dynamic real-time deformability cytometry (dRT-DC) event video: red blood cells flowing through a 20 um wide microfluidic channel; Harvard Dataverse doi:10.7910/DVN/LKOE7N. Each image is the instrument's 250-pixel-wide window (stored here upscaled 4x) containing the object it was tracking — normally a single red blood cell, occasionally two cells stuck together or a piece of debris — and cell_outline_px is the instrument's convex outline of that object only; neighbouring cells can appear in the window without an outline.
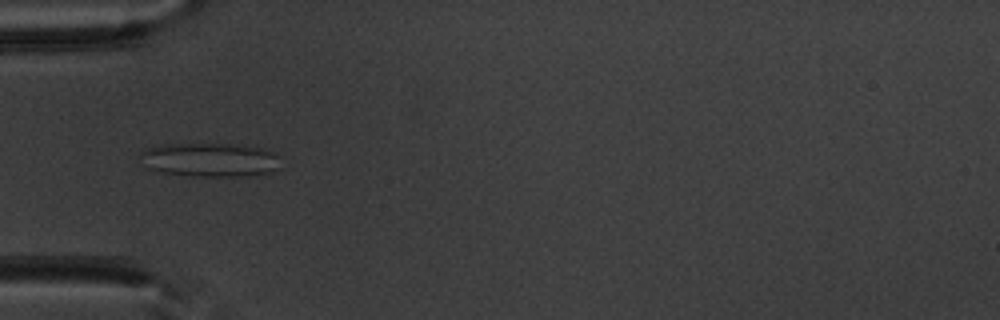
{"species": "common noctule bat (a hibernating species)", "species_latin": "Nyctalus noctula", "temperature_condition": "warm", "stored_images_in_passage": 6, "camera_frame_rate_fps": 3000, "um_per_image_px": 0.085, "animal": {"sex": "male", "body_mass_g": 20.1, "forearm_length_mm": 53.5}, "frame": {"image": 1, "passage_image": 4, "time_ms": 1.0, "image_size_px": [1000, 320], "cell_outline_px": [[276, 168], [272, 172], [252, 176], [192, 176], [160, 172], [144, 168], [140, 156], [148, 148], [164, 144], [236, 144], [260, 148], [276, 152]], "centroid_in_image_um": [17.8, 13.59], "position_along_channel_um": 67.2, "area_um2": 27.69}}